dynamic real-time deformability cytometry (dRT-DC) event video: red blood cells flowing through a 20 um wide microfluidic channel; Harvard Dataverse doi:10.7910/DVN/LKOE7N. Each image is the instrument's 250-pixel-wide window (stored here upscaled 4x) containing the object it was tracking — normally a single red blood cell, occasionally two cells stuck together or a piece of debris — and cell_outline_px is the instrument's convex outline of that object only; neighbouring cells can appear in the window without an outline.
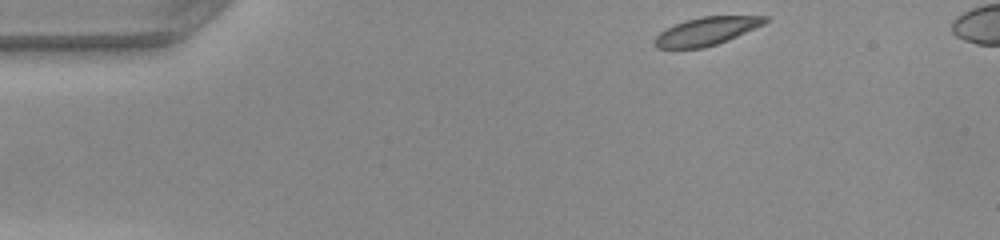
{"species": "common noctule bat (a hibernating species)", "species_latin": "Nyctalus noctula", "temperature_condition": "warm", "stored_images_in_passage": 42, "camera_frame_rate_fps": 3000, "um_per_image_px": 0.085, "animal": {"sex": "female", "body_mass_g": 22.0, "forearm_length_mm": 56.7}, "frame": {"image": 1, "passage_image": 1, "time_ms": 0.0, "image_size_px": [1000, 240], "cell_outline_px": [[772, 20], [764, 24], [728, 40], [704, 48], [656, 48], [656, 36], [660, 32], [684, 20], [704, 16], [768, 16]], "centroid_in_image_um": [60.11, 2.64], "position_along_channel_um": 24.9, "area_um2": 17.86}}
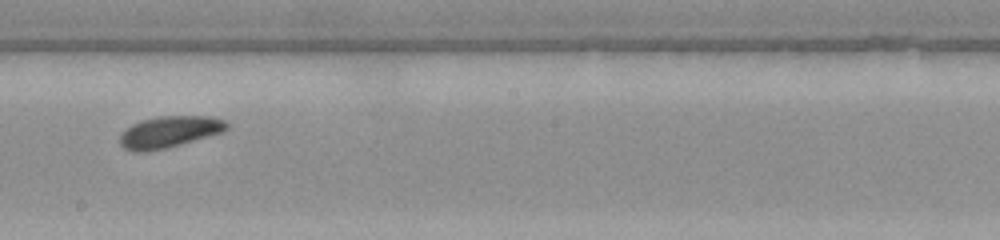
{"frame": {"image": 2, "passage_image": 22, "time_ms": 7.0, "image_size_px": [1000, 240], "cell_outline_px": [[228, 128], [224, 132], [168, 148], [144, 152], [132, 152], [124, 148], [120, 144], [120, 132], [132, 124], [140, 120], [160, 116], [212, 116], [224, 120], [228, 124]], "centroid_in_image_um": [14.38, 11.22], "position_along_channel_um": 233.8, "area_um2": 19.94}}
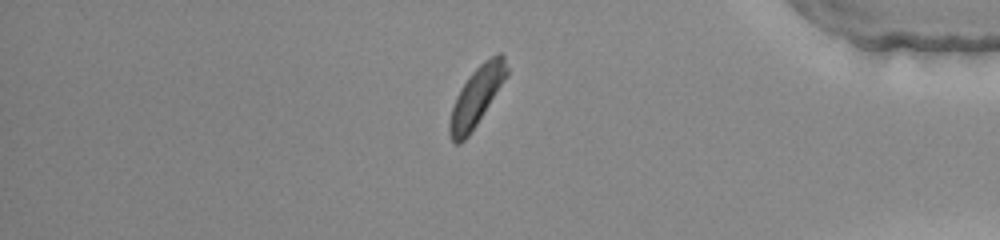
{"frame": {"image": 3, "passage_image": 36, "time_ms": 11.667, "image_size_px": [1000, 240], "cell_outline_px": [[508, 76], [468, 136], [460, 144], [456, 144], [452, 140], [448, 132], [448, 124], [452, 108], [456, 96], [460, 88], [468, 76], [484, 60], [496, 52], [500, 52], [504, 56], [508, 68]], "centroid_in_image_um": [40.5, 8.17], "position_along_channel_um": 394.7, "area_um2": 19.65}, "authors_computed_cell_mechanics": {"area_um2": 19.2474, "velocity_mm_per_s": 4.0774, "shape_relaxation_time_tau1_ms": 1.5618, "shape_relaxation_time_tau2_ms": null, "deformation_change_tau1": 0.1051, "deformation_change_tau2": null}}